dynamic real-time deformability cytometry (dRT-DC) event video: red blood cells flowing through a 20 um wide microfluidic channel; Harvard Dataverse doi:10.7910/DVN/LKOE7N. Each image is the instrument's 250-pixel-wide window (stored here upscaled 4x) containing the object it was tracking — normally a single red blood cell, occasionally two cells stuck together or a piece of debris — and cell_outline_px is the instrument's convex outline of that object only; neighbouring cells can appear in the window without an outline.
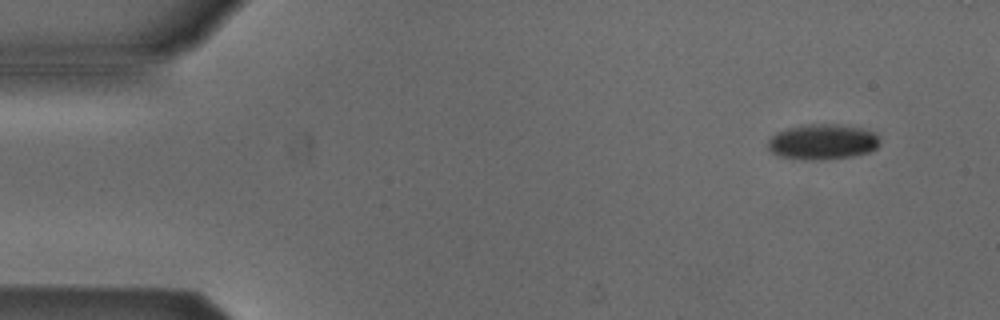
{"species": "Egyptian fruit bat (a non-hibernating species)", "species_latin": "Rousettus aegyptiacus", "temperature_condition": "cold", "stored_images_in_passage": 6, "segment_of_instrument_passage": [2, 2], "camera_frame_rate_fps": 3000, "um_per_image_px": 0.085, "animal": {"sex": "male"}, "frame": {"image": 1, "passage_image": 6, "time_ms": 7.0, "image_size_px": [1000, 320], "cell_outline_px": [[880, 144], [876, 148], [868, 152], [852, 156], [820, 160], [804, 160], [776, 156], [768, 148], [768, 140], [776, 132], [788, 128], [812, 124], [836, 124], [860, 128], [876, 132], [880, 136]], "centroid_in_image_um": [69.92, 12.06], "position_along_channel_um": 15.1, "area_um2": 23.24}}